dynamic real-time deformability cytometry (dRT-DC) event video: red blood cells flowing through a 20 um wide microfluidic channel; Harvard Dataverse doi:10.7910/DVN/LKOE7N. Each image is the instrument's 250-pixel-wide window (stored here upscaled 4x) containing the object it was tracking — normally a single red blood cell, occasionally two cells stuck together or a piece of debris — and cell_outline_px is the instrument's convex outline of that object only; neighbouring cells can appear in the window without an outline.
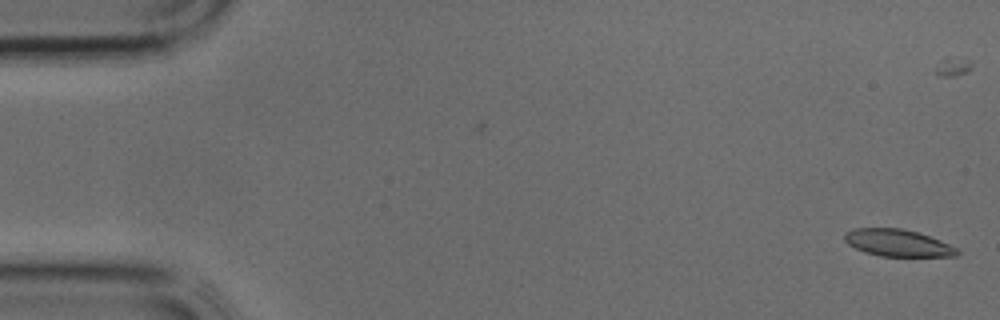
{"species": "common noctule bat (a hibernating species)", "species_latin": "Nyctalus noctula", "temperature_condition": "cold", "stored_images_in_passage": 2, "camera_frame_rate_fps": 3000, "um_per_image_px": 0.085, "animal": {"sex": "male", "body_mass_g": 17.9, "forearm_length_mm": 54.2}, "frame": {"image": 1, "passage_image": 2, "time_ms": 0.333, "image_size_px": [1000, 320], "cell_outline_px": [[960, 252], [956, 256], [880, 256], [864, 252], [848, 244], [844, 240], [844, 232], [852, 228], [900, 228], [920, 232], [940, 240], [956, 248]], "centroid_in_image_um": [76.28, 20.63], "position_along_channel_um": 8.7, "area_um2": 17.8}}